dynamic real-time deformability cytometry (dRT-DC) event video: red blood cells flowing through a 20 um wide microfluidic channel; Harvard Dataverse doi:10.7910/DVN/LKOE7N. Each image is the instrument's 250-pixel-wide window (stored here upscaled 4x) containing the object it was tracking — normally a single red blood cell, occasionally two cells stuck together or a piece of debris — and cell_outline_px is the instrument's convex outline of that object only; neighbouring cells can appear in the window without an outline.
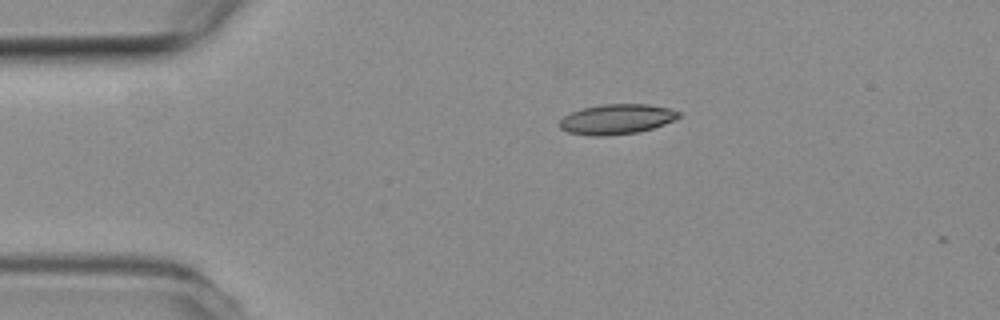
{"species": "common noctule bat (a hibernating species)", "species_latin": "Nyctalus noctula", "temperature_condition": "room temperature", "stored_images_in_passage": 5, "camera_frame_rate_fps": 3000, "um_per_image_px": 0.085, "animal": {"sex": "female", "body_mass_g": 19.3, "forearm_length_mm": 54.1}, "frame": {"image": 1, "passage_image": 1, "time_ms": 0.0, "image_size_px": [1000, 320], "cell_outline_px": [[680, 116], [676, 120], [640, 132], [608, 136], [592, 136], [568, 132], [560, 128], [560, 120], [564, 116], [572, 112], [584, 108], [604, 104], [648, 104], [668, 108], [680, 112]], "centroid_in_image_um": [52.44, 10.14], "position_along_channel_um": 32.6, "area_um2": 20.87}}